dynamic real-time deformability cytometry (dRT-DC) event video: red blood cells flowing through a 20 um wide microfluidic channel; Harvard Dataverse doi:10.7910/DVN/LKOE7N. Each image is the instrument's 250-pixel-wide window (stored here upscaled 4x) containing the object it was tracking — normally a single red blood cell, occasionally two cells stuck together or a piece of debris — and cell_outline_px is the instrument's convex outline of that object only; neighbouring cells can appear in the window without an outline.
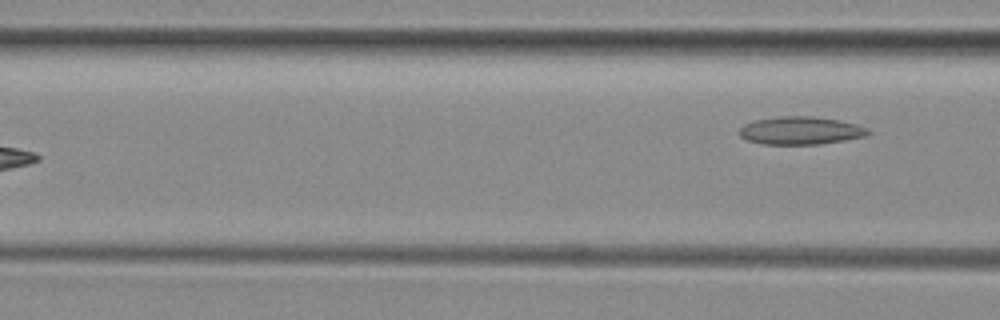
{"species": "common noctule bat (a hibernating species)", "species_latin": "Nyctalus noctula", "temperature_condition": "room temperature", "stored_images_in_passage": 5, "camera_frame_rate_fps": 3000, "um_per_image_px": 0.085, "animal": {"sex": "female", "body_mass_g": 29.2, "forearm_length_mm": 56.3}, "frame": {"image": 1, "passage_image": 5, "time_ms": 5.667, "image_size_px": [1000, 320], "cell_outline_px": [[872, 132], [864, 136], [844, 140], [816, 144], [764, 144], [748, 140], [740, 136], [740, 128], [744, 124], [752, 120], [780, 116], [812, 116], [840, 120], [856, 124], [868, 128]], "centroid_in_image_um": [68.05, 11.08], "position_along_channel_um": 98.6, "area_um2": 20.87}}